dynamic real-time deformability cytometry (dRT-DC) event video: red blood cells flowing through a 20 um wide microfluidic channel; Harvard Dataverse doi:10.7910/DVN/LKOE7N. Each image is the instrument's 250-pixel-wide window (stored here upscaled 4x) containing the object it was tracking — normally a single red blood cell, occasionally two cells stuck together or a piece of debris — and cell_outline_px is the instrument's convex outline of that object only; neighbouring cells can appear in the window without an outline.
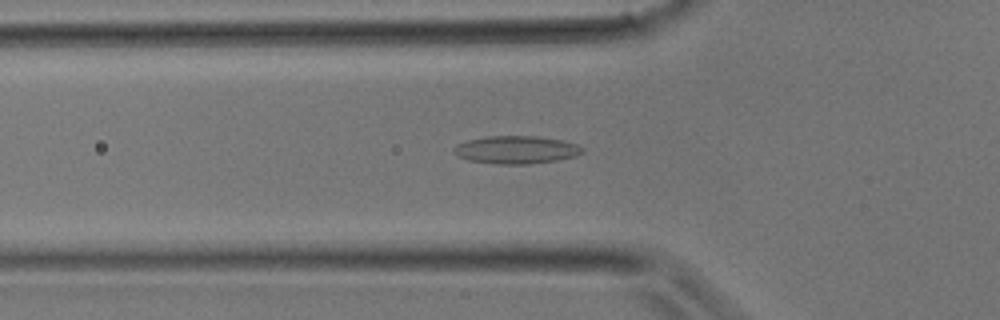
{"species": "common noctule bat (a hibernating species)", "species_latin": "Nyctalus noctula", "temperature_condition": "room temperature", "stored_images_in_passage": 34, "camera_frame_rate_fps": 3000, "um_per_image_px": 0.085, "animal": {"sex": "male", "body_mass_g": 17.9}, "frame": {"image": 1, "passage_image": 10, "time_ms": 3.0, "image_size_px": [1000, 320], "cell_outline_px": [[584, 152], [576, 156], [556, 160], [528, 164], [500, 164], [468, 160], [456, 156], [452, 152], [452, 148], [456, 144], [468, 140], [488, 136], [536, 136], [560, 140], [576, 144], [584, 148]], "centroid_in_image_um": [43.84, 12.73], "position_along_channel_um": 82.0, "area_um2": 20.87}}
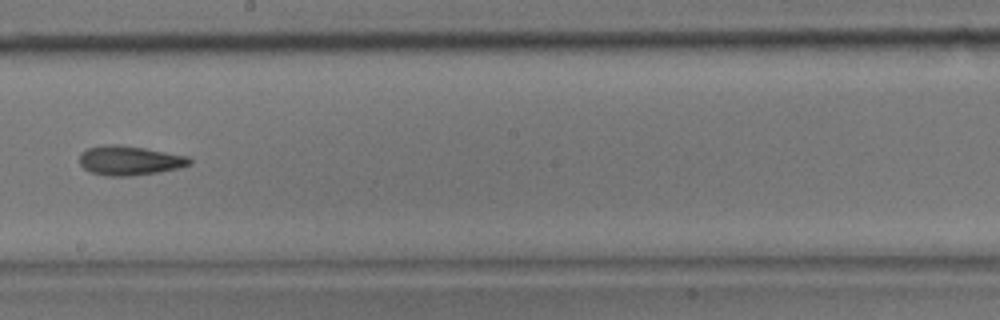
{"frame": {"image": 2, "passage_image": 18, "time_ms": 5.667, "image_size_px": [1000, 320], "cell_outline_px": [[192, 164], [180, 168], [132, 176], [108, 176], [88, 172], [80, 164], [80, 152], [88, 148], [104, 144], [116, 144], [144, 148], [188, 156], [192, 160]], "centroid_in_image_um": [11.0, 13.64], "position_along_channel_um": 237.2, "area_um2": 18.96}}
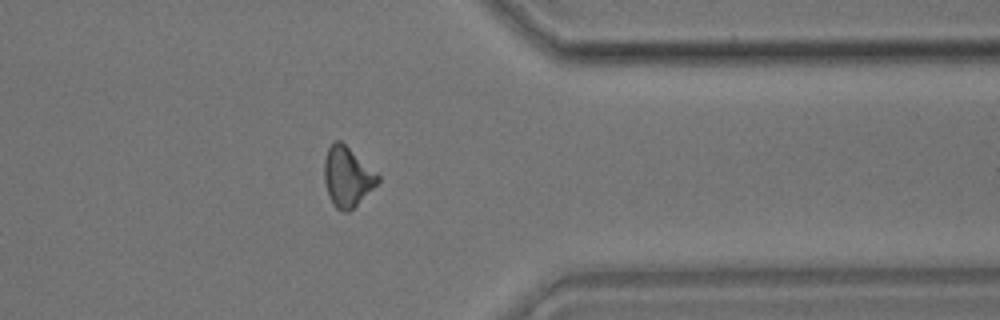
{"frame": {"image": 3, "passage_image": 26, "time_ms": 8.333, "image_size_px": [1000, 320], "cell_outline_px": [[380, 180], [348, 212], [344, 212], [336, 208], [332, 204], [328, 196], [324, 184], [324, 160], [328, 148], [332, 140], [340, 140], [380, 176]], "centroid_in_image_um": [29.47, 15.01], "position_along_channel_um": 381.9, "area_um2": 18.44}}